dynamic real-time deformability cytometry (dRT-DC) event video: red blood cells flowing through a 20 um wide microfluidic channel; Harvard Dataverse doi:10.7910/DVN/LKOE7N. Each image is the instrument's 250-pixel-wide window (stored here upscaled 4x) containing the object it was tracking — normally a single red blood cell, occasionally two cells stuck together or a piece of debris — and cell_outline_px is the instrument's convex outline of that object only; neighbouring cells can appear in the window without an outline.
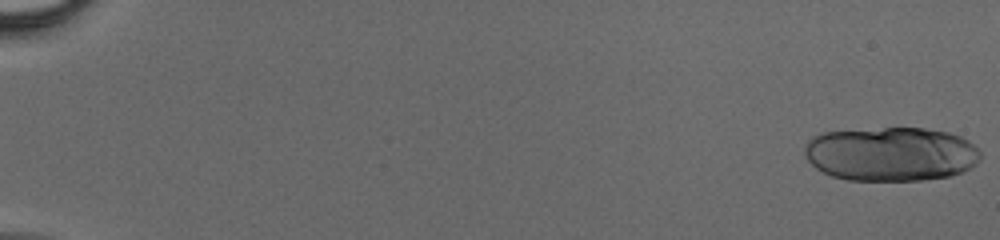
{"species": "human", "species_latin": "Homo sapiens", "temperature_condition": "cold", "stored_images_in_passage": 22, "camera_frame_rate_fps": 3000, "um_per_image_px": 0.085, "donor": {"sex": "male"}, "frame": {"image": 1, "passage_image": 1, "time_ms": 0.0, "image_size_px": [1000, 240], "cell_outline_px": [[980, 160], [976, 164], [960, 172], [948, 176], [924, 180], [848, 180], [832, 176], [816, 168], [804, 156], [804, 144], [812, 136], [824, 132], [884, 128], [924, 128], [948, 132], [960, 136], [968, 140], [980, 152]], "centroid_in_image_um": [75.7, 13.09], "position_along_channel_um": 9.3, "area_um2": 55.55}}
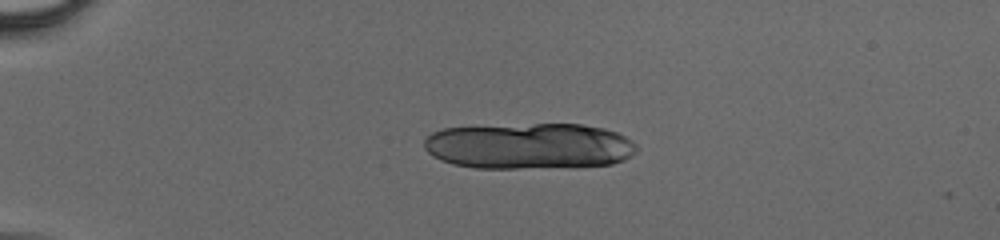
{"frame": {"image": 2, "passage_image": 15, "time_ms": 4.667, "image_size_px": [1000, 240], "cell_outline_px": [[636, 152], [624, 160], [612, 164], [580, 168], [476, 168], [452, 164], [440, 160], [432, 156], [424, 148], [424, 140], [432, 132], [444, 128], [536, 124], [580, 124], [604, 128], [616, 132], [632, 140], [636, 144]], "centroid_in_image_um": [45.01, 12.44], "position_along_channel_um": 40.0, "area_um2": 57.68}}